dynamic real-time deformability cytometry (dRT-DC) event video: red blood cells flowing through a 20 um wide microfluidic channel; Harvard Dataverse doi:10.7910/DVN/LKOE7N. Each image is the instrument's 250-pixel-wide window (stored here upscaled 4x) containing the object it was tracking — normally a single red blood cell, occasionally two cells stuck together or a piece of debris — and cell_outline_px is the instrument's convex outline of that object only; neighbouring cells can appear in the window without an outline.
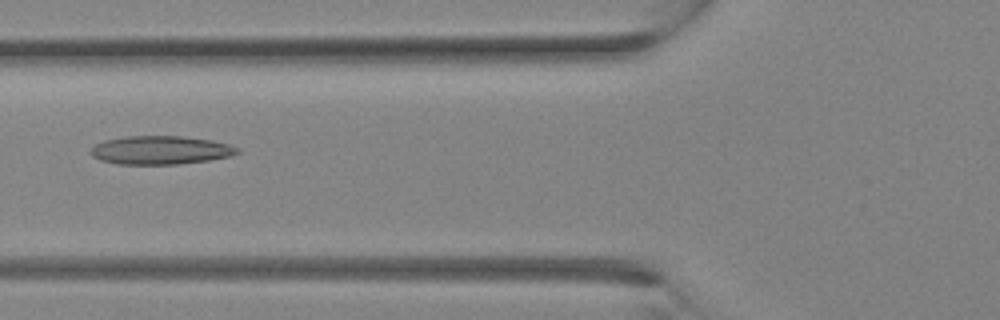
{"species": "Egyptian fruit bat (a non-hibernating species)", "species_latin": "Rousettus aegyptiacus", "temperature_condition": "room temperature", "stored_images_in_passage": 31, "camera_frame_rate_fps": 3000, "um_per_image_px": 0.085, "animal": {"sex": "female"}, "frame": {"image": 1, "passage_image": 12, "time_ms": 3.667, "image_size_px": [1000, 320], "cell_outline_px": [[240, 152], [232, 156], [208, 160], [176, 164], [116, 164], [100, 160], [92, 156], [88, 152], [96, 144], [104, 140], [128, 136], [180, 136], [212, 140], [228, 144], [240, 148]], "centroid_in_image_um": [13.64, 12.76], "position_along_channel_um": 112.2, "area_um2": 24.39}}
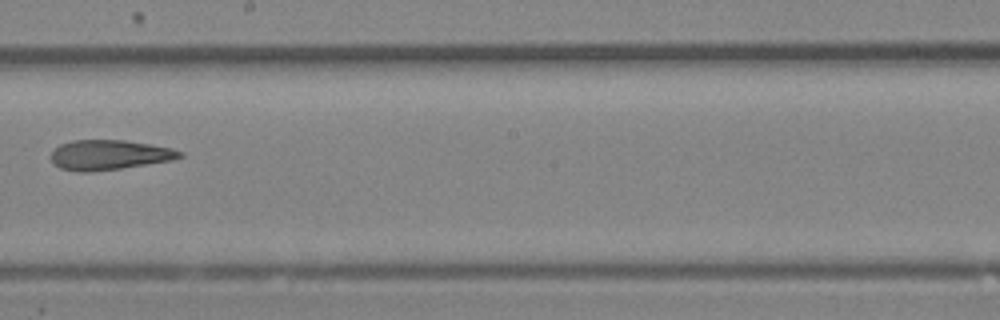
{"frame": {"image": 2, "passage_image": 18, "time_ms": 5.667, "image_size_px": [1000, 320], "cell_outline_px": [[184, 156], [172, 160], [120, 168], [92, 172], [76, 172], [60, 168], [52, 160], [52, 152], [60, 144], [72, 140], [124, 140], [172, 148], [184, 152]], "centroid_in_image_um": [9.29, 13.17], "position_along_channel_um": 238.9, "area_um2": 22.31}}
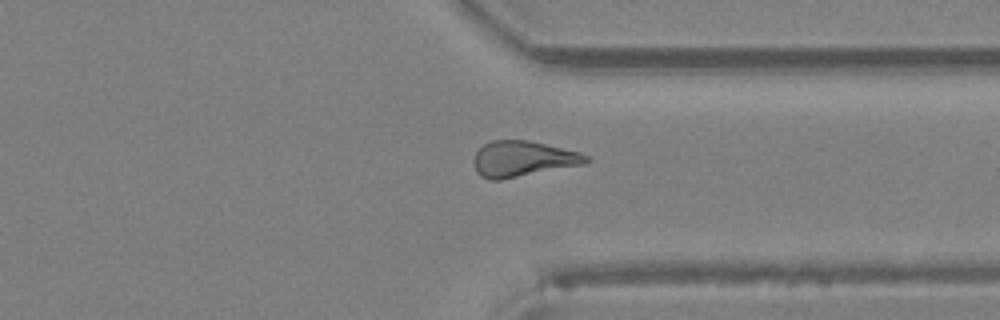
{"frame": {"image": 3, "passage_image": 24, "time_ms": 7.667, "image_size_px": [1000, 320], "cell_outline_px": [[592, 160], [584, 164], [500, 180], [488, 180], [480, 176], [476, 172], [472, 160], [476, 152], [484, 144], [492, 140], [528, 140], [580, 152], [588, 156]], "centroid_in_image_um": [44.42, 13.51], "position_along_channel_um": 367.0, "area_um2": 23.47}}